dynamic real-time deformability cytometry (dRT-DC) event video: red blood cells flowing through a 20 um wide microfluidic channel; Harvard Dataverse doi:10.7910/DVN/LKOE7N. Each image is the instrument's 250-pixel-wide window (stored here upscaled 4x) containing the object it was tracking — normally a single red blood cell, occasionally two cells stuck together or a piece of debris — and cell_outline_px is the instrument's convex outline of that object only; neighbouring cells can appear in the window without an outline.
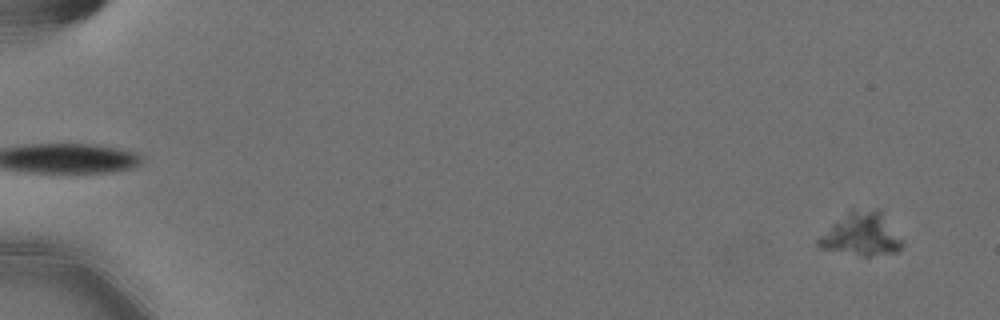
{"species": "Egyptian fruit bat (a non-hibernating species)", "species_latin": "Rousettus aegyptiacus", "temperature_condition": "cold", "stored_images_in_passage": 21, "camera_frame_rate_fps": 3000, "um_per_image_px": 0.085, "animal": {"sex": "female"}, "frame": {"image": 1, "passage_image": 4, "time_ms": 1.0, "image_size_px": [1000, 320], "cell_outline_px": [[904, 240], [900, 248], [896, 252], [868, 256], [864, 256], [820, 248], [816, 244], [816, 240], [848, 208], [880, 208]], "centroid_in_image_um": [73.24, 19.86], "position_along_channel_um": 11.8, "area_um2": 21.56}}
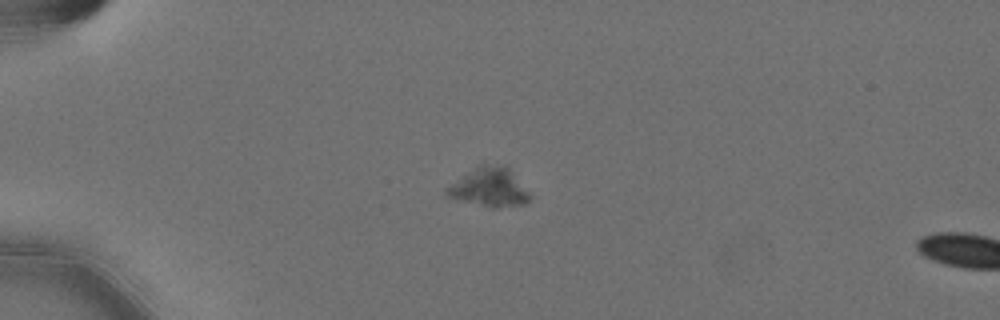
{"frame": {"image": 2, "passage_image": 17, "time_ms": 5.333, "image_size_px": [1000, 320], "cell_outline_px": [[532, 196], [524, 204], [496, 208], [492, 208], [448, 196], [444, 192], [452, 184], [468, 172], [480, 164], [504, 164], [508, 168]], "centroid_in_image_um": [41.64, 15.92], "position_along_channel_um": 43.4, "area_um2": 18.26}}